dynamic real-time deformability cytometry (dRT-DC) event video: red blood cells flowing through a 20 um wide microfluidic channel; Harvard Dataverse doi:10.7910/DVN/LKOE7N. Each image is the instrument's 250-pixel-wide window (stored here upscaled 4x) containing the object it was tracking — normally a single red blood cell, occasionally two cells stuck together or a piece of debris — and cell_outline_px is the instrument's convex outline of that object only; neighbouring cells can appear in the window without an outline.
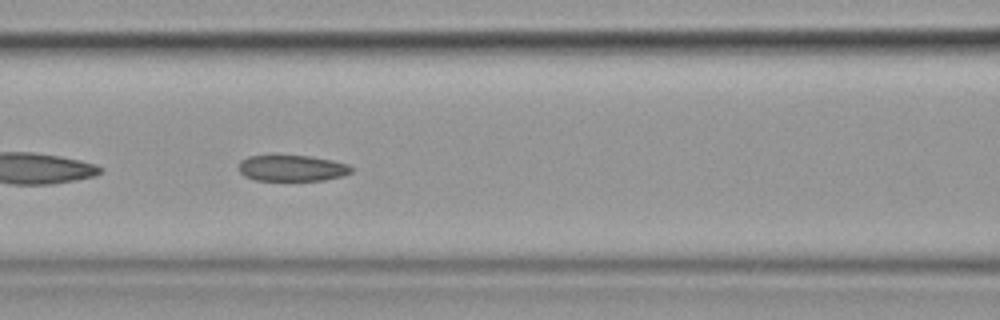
{"species": "common noctule bat (a hibernating species)", "species_latin": "Nyctalus noctula", "temperature_condition": "cold", "stored_images_in_passage": 24, "camera_frame_rate_fps": 3000, "um_per_image_px": 0.085, "animal": {"sex": "female", "body_mass_g": 19.9}, "frame": {"image": 1, "passage_image": 8, "time_ms": 2.333, "image_size_px": [1000, 320], "cell_outline_px": [[352, 172], [344, 176], [324, 180], [256, 180], [244, 176], [240, 172], [240, 160], [248, 156], [312, 156], [332, 160], [348, 164], [352, 168]], "centroid_in_image_um": [24.85, 14.29], "position_along_channel_um": 141.7, "area_um2": 17.05}}